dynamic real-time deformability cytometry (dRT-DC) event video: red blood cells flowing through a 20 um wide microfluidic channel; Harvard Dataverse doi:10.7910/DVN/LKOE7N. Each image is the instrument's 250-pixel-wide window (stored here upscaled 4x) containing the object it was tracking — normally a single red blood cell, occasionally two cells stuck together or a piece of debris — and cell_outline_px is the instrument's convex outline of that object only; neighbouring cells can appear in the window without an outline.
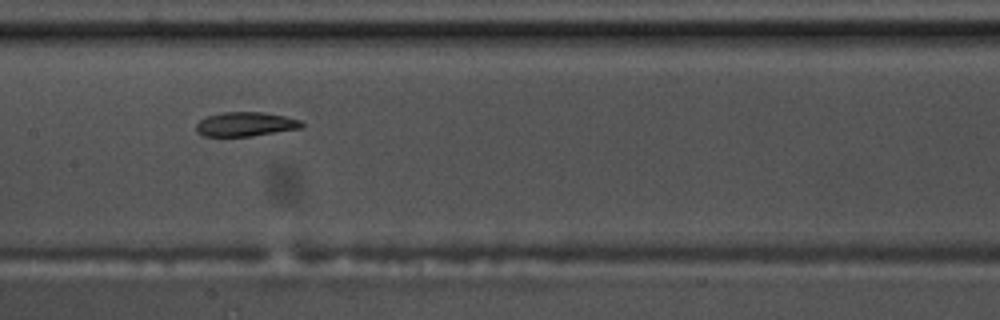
{"species": "common noctule bat (a hibernating species)", "species_latin": "Nyctalus noctula", "temperature_condition": "warm", "stored_images_in_passage": 10, "camera_frame_rate_fps": 3000, "um_per_image_px": 0.085, "animal": {"sex": "male", "body_mass_g": 17.5, "forearm_length_mm": 52.3}, "frame": {"image": 1, "passage_image": 4, "time_ms": 1.0, "image_size_px": [1000, 320], "cell_outline_px": [[304, 124], [300, 128], [252, 136], [204, 136], [196, 132], [196, 124], [200, 120], [208, 116], [224, 112], [264, 112], [284, 116], [300, 120]], "centroid_in_image_um": [20.85, 10.56], "position_along_channel_um": 186.5, "area_um2": 14.8}}
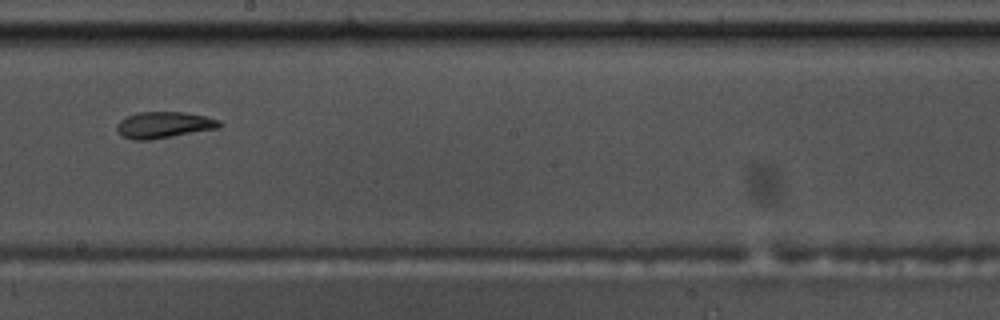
{"frame": {"image": 2, "passage_image": 5, "time_ms": 1.333, "image_size_px": [1000, 320], "cell_outline_px": [[224, 124], [220, 128], [148, 140], [132, 140], [124, 136], [116, 128], [116, 124], [120, 120], [128, 116], [140, 112], [184, 112], [204, 116], [220, 120]], "centroid_in_image_um": [13.97, 10.61], "position_along_channel_um": 234.2, "area_um2": 15.66}}
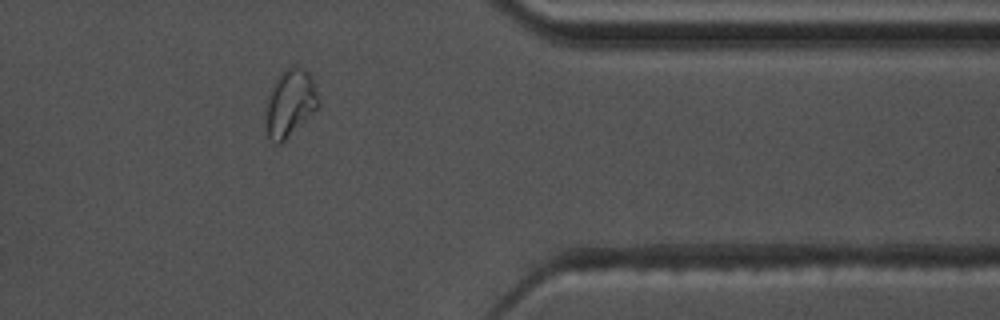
{"frame": {"image": 3, "passage_image": 9, "time_ms": 2.667, "image_size_px": [1000, 320], "cell_outline_px": [[320, 104], [280, 144], [276, 144], [268, 136], [264, 128], [264, 116], [268, 96], [272, 84], [276, 76], [284, 68], [292, 64], [296, 64], [304, 68], [312, 76], [320, 96]], "centroid_in_image_um": [24.63, 8.68], "position_along_channel_um": 386.8, "area_um2": 21.15}}